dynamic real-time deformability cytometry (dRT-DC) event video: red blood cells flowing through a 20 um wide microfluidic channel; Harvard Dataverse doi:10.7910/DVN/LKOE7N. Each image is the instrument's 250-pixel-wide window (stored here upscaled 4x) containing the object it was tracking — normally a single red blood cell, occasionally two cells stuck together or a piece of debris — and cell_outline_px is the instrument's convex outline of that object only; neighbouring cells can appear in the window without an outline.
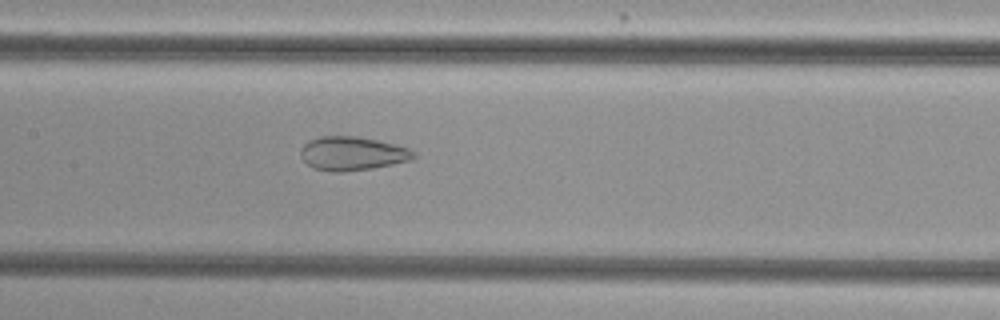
{"species": "common noctule bat (a hibernating species)", "species_latin": "Nyctalus noctula", "temperature_condition": "cold", "stored_images_in_passage": 55, "camera_frame_rate_fps": 3000, "um_per_image_px": 0.085, "animal": {"sex": "female", "body_mass_g": 29.2, "forearm_length_mm": 56.3}, "frame": {"image": 1, "passage_image": 27, "time_ms": 8.667, "image_size_px": [1000, 320], "cell_outline_px": [[416, 156], [412, 160], [372, 168], [340, 172], [332, 172], [312, 168], [300, 156], [300, 148], [308, 140], [320, 136], [356, 136], [376, 140], [408, 148], [416, 152]], "centroid_in_image_um": [29.92, 13.05], "position_along_channel_um": 177.5, "area_um2": 22.25}}
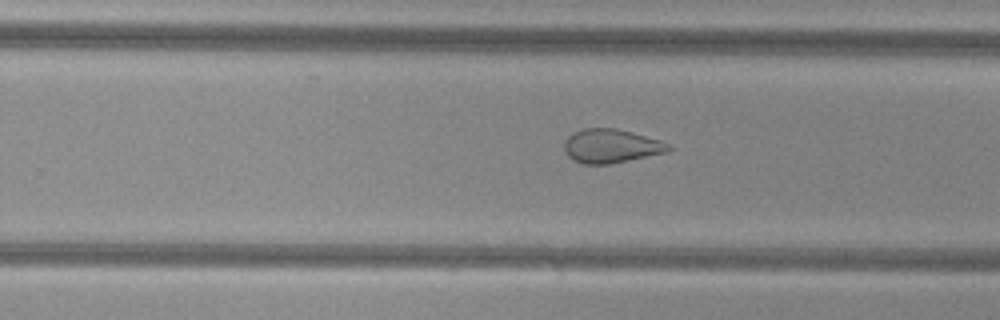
{"frame": {"image": 2, "passage_image": 35, "time_ms": 11.333, "image_size_px": [1000, 320], "cell_outline_px": [[676, 148], [668, 152], [608, 164], [584, 164], [572, 160], [564, 152], [564, 140], [572, 132], [584, 128], [616, 128], [632, 132], [660, 140], [672, 144]], "centroid_in_image_um": [51.96, 12.4], "position_along_channel_um": 277.8, "area_um2": 20.87}}
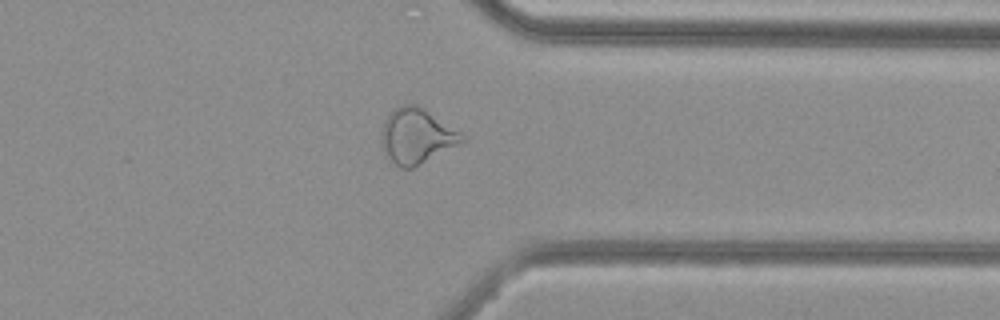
{"frame": {"image": 3, "passage_image": 43, "time_ms": 14.0, "image_size_px": [1000, 320], "cell_outline_px": [[468, 140], [412, 168], [400, 168], [384, 152], [380, 140], [380, 136], [384, 120], [392, 108], [400, 104], [416, 104], [460, 132]], "centroid_in_image_um": [35.38, 11.55], "position_along_channel_um": 376.0, "area_um2": 25.78}, "authors_computed_cell_mechanics": {"area_um2": 28.033, "velocity_mm_per_s": 3.7744, "shape_relaxation_time_tau1_ms": null, "shape_relaxation_time_tau2_ms": 1.5531, "deformation_change_tau1": null, "deformation_change_tau2": 0.0924}}